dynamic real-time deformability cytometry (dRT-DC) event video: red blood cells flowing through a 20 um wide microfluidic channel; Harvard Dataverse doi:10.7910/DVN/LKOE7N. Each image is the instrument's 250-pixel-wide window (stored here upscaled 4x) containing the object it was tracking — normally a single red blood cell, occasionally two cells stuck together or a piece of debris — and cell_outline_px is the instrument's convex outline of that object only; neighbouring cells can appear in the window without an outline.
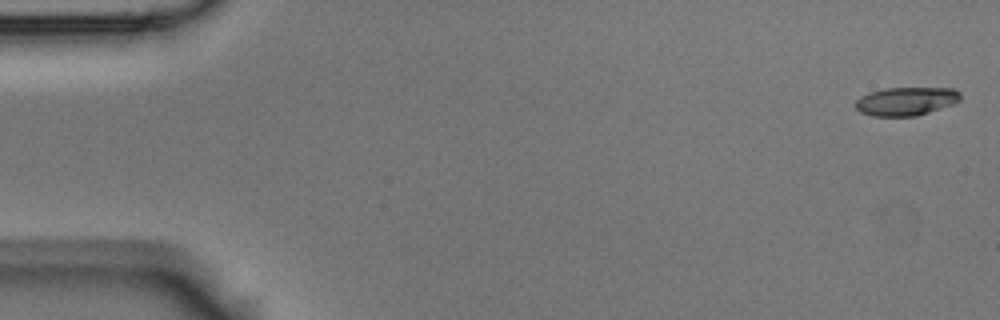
{"species": "Egyptian fruit bat (a non-hibernating species)", "species_latin": "Rousettus aegyptiacus", "temperature_condition": "room temperature", "stored_images_in_passage": 5, "camera_frame_rate_fps": 3000, "um_per_image_px": 0.085, "animal": {"sex": "male"}, "frame": {"image": 1, "passage_image": 1, "time_ms": 0.0, "image_size_px": [1000, 320], "cell_outline_px": [[960, 100], [952, 104], [916, 116], [872, 116], [860, 112], [856, 108], [856, 100], [860, 96], [868, 92], [884, 88], [956, 88], [960, 92]], "centroid_in_image_um": [77.0, 8.6], "position_along_channel_um": 8.0, "area_um2": 17.4}}
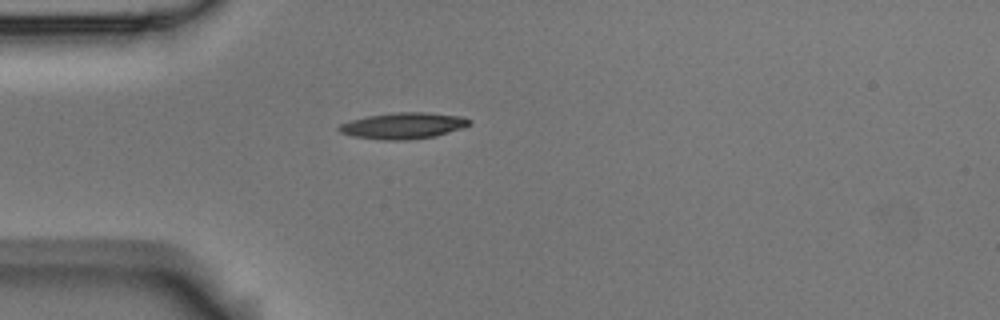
{"frame": {"image": 2, "passage_image": 5, "time_ms": 1.333, "image_size_px": [1000, 320], "cell_outline_px": [[472, 124], [464, 128], [436, 136], [408, 140], [384, 140], [352, 136], [340, 132], [336, 128], [340, 124], [352, 120], [368, 116], [400, 112], [424, 112], [464, 116], [472, 120]], "centroid_in_image_um": [34.34, 10.69], "position_along_channel_um": 50.7, "area_um2": 20.06}}